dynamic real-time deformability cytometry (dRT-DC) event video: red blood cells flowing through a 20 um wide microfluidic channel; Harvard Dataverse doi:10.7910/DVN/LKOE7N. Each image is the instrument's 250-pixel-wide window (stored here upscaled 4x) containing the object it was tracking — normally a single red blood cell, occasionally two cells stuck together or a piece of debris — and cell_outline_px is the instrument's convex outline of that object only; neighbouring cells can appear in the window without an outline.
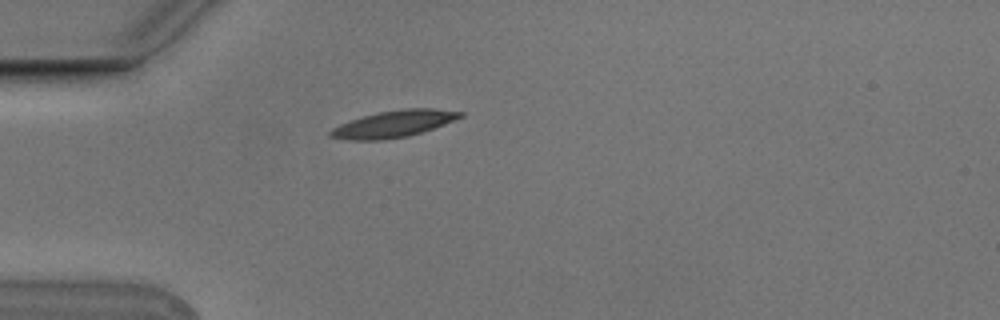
{"species": "Egyptian fruit bat (a non-hibernating species)", "species_latin": "Rousettus aegyptiacus", "temperature_condition": "cold", "stored_images_in_passage": 2, "camera_frame_rate_fps": 3000, "um_per_image_px": 0.085, "animal": {"sex": "male"}, "frame": {"image": 1, "passage_image": 1, "time_ms": 0.0, "image_size_px": [1000, 320], "cell_outline_px": [[464, 116], [444, 124], [408, 136], [384, 140], [348, 140], [328, 136], [328, 132], [332, 128], [340, 124], [364, 116], [380, 112], [404, 108], [432, 108], [464, 112]], "centroid_in_image_um": [33.46, 10.53], "position_along_channel_um": 51.5, "area_um2": 20.06}}